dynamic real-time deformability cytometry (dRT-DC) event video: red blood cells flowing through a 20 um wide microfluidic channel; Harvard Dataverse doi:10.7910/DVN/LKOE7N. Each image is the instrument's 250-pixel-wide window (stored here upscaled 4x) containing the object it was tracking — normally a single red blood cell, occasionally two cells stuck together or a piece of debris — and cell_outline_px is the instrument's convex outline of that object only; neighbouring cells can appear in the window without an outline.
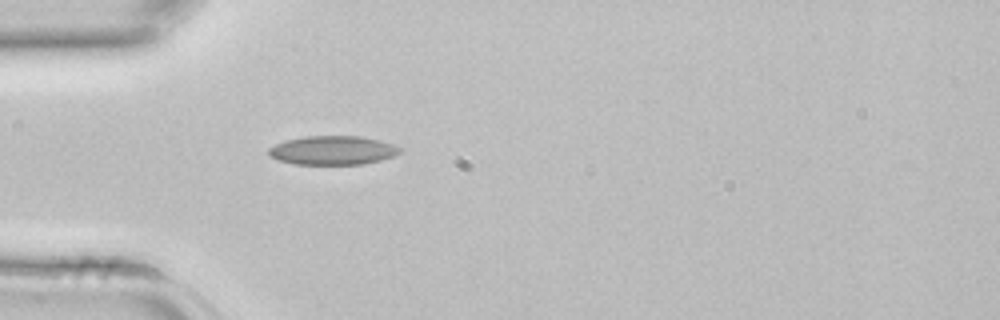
{"species": "common noctule bat (a hibernating species)", "species_latin": "Nyctalus noctula", "temperature_condition": "room temperature", "stored_images_in_passage": 1, "camera_frame_rate_fps": 3000, "um_per_image_px": 0.085, "animal": {"sex": "female", "body_mass_g": 22.7, "forearm_length_mm": 54.2}, "frame": {"image": 1, "passage_image": 1, "time_ms": 0.0, "image_size_px": [1000, 320], "cell_outline_px": [[404, 152], [380, 160], [364, 164], [292, 164], [276, 160], [268, 156], [268, 148], [284, 140], [304, 136], [360, 136], [392, 144], [404, 148]], "centroid_in_image_um": [28.25, 12.78], "position_along_channel_um": 56.7, "area_um2": 22.31}}